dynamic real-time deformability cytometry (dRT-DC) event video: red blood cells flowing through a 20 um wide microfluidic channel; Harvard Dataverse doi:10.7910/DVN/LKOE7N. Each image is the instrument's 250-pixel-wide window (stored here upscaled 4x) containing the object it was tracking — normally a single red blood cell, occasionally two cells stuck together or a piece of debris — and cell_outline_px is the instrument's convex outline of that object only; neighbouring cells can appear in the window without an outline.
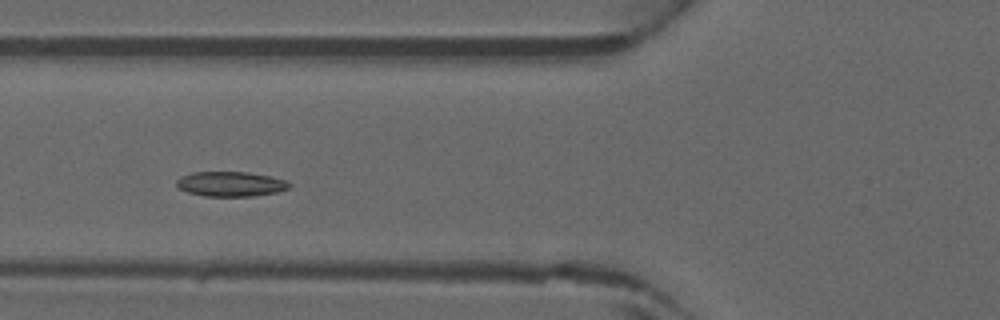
{"species": "common noctule bat (a hibernating species)", "species_latin": "Nyctalus noctula", "temperature_condition": "warm", "stored_images_in_passage": 40, "camera_frame_rate_fps": 3000, "um_per_image_px": 0.085, "animal": {"sex": "male", "forearm_length_mm": 52.5}, "frame": {"image": 1, "passage_image": 12, "time_ms": 3.667, "image_size_px": [1000, 320], "cell_outline_px": [[292, 184], [288, 188], [276, 192], [252, 196], [204, 196], [188, 192], [180, 188], [176, 184], [176, 180], [180, 176], [192, 172], [248, 172], [272, 176], [284, 180]], "centroid_in_image_um": [19.59, 15.63], "position_along_channel_um": 106.2, "area_um2": 16.3}}
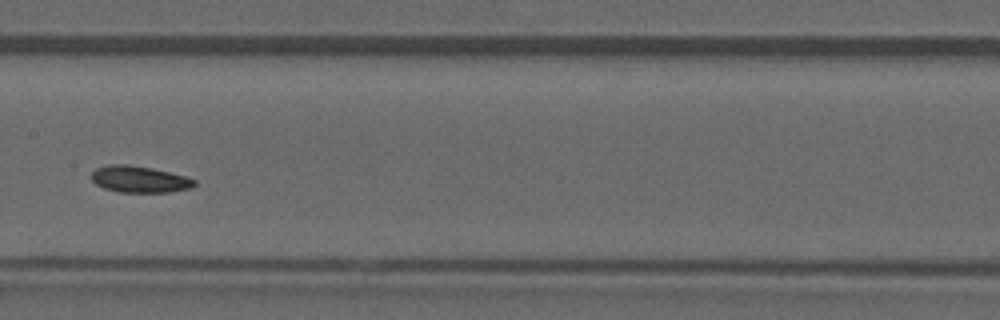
{"frame": {"image": 2, "passage_image": 18, "time_ms": 5.667, "image_size_px": [1000, 320], "cell_outline_px": [[196, 184], [192, 188], [168, 192], [120, 192], [104, 188], [96, 184], [92, 180], [92, 172], [96, 168], [108, 164], [128, 164], [152, 168], [184, 176], [196, 180]], "centroid_in_image_um": [11.85, 15.23], "position_along_channel_um": 195.6, "area_um2": 15.9}}
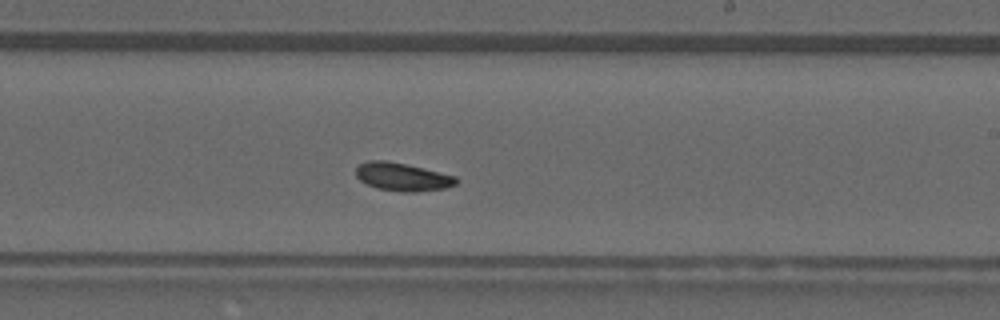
{"frame": {"image": 3, "passage_image": 22, "time_ms": 7.0, "image_size_px": [1000, 320], "cell_outline_px": [[460, 180], [456, 184], [448, 188], [416, 192], [400, 192], [376, 188], [360, 180], [356, 176], [356, 168], [360, 164], [368, 160], [388, 160], [456, 176]], "centroid_in_image_um": [34.23, 15.04], "position_along_channel_um": 254.8, "area_um2": 16.53}}